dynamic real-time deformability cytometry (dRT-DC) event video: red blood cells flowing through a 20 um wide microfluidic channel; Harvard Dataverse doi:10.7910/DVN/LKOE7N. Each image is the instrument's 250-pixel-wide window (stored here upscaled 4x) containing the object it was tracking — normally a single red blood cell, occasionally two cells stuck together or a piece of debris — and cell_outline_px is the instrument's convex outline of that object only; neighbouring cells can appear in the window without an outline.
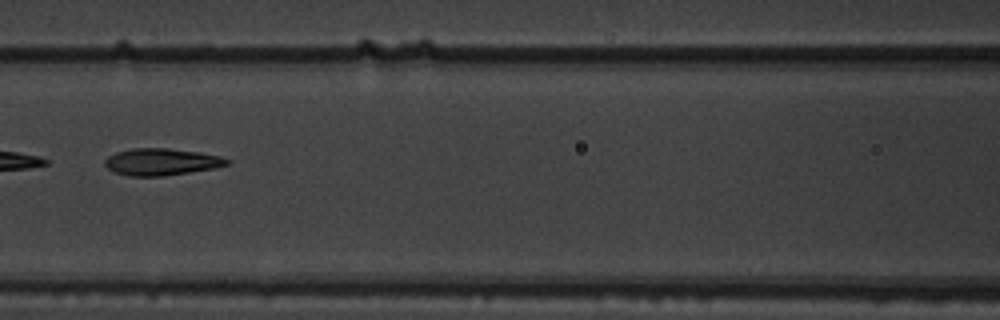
{"species": "common noctule bat (a hibernating species)", "species_latin": "Nyctalus noctula", "temperature_condition": "warm", "stored_images_in_passage": 7, "camera_frame_rate_fps": 3000, "um_per_image_px": 0.085, "animal": {"sex": "male", "body_mass_g": 19.5, "forearm_length_mm": 54.6}, "frame": {"image": 1, "passage_image": 7, "time_ms": 2.0, "image_size_px": [1000, 320], "cell_outline_px": [[232, 164], [216, 168], [164, 176], [128, 176], [112, 172], [104, 164], [104, 160], [108, 156], [116, 152], [132, 148], [168, 148], [200, 152], [220, 156], [232, 160]], "centroid_in_image_um": [13.75, 13.76], "position_along_channel_um": 152.8, "area_um2": 19.48}}